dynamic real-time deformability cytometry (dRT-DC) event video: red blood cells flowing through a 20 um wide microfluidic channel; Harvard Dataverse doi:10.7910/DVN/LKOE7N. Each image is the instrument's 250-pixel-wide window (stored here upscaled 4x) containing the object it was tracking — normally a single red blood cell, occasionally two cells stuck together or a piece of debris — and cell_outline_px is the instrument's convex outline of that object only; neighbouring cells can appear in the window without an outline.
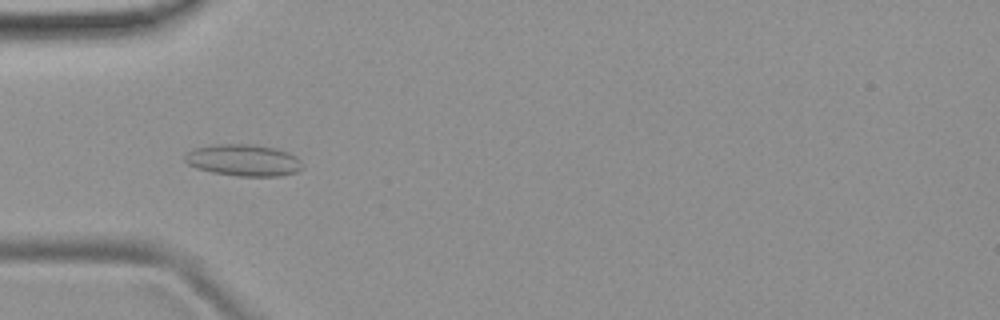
{"species": "common noctule bat (a hibernating species)", "species_latin": "Nyctalus noctula", "temperature_condition": "room temperature", "stored_images_in_passage": 51, "camera_frame_rate_fps": 3000, "um_per_image_px": 0.085, "animal": {"sex": "female", "body_mass_g": 19.9}, "frame": {"image": 1, "passage_image": 16, "time_ms": 5.0, "image_size_px": [1000, 320], "cell_outline_px": [[304, 168], [296, 172], [280, 176], [236, 176], [212, 172], [196, 168], [188, 164], [184, 160], [184, 156], [192, 148], [208, 144], [252, 144], [276, 148], [288, 152], [296, 156], [300, 160]], "centroid_in_image_um": [20.68, 13.61], "position_along_channel_um": 64.3, "area_um2": 22.02}}
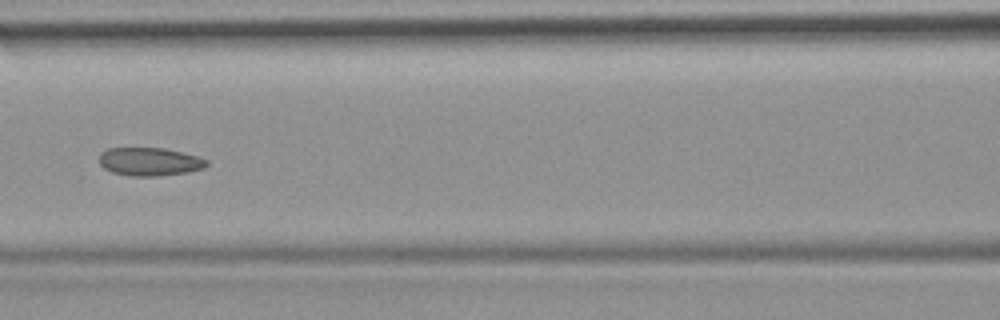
{"frame": {"image": 2, "passage_image": 23, "time_ms": 7.333, "image_size_px": [1000, 320], "cell_outline_px": [[208, 164], [204, 168], [188, 172], [160, 176], [132, 176], [112, 172], [104, 168], [100, 164], [100, 152], [108, 148], [164, 148], [196, 156], [208, 160]], "centroid_in_image_um": [12.71, 13.74], "position_along_channel_um": 153.9, "area_um2": 17.63}}
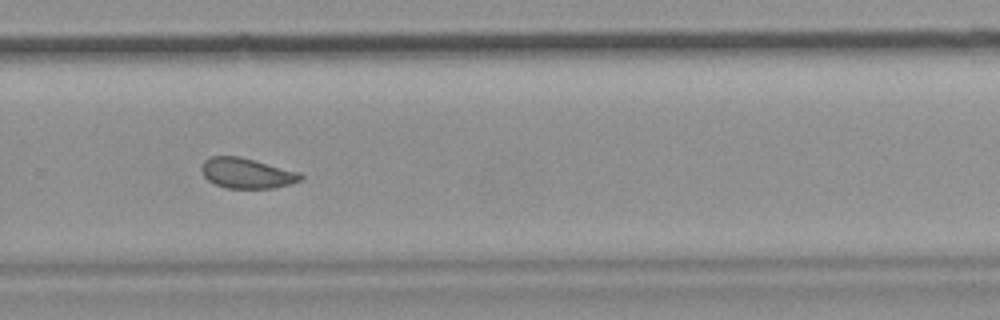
{"frame": {"image": 3, "passage_image": 35, "time_ms": 11.333, "image_size_px": [1000, 320], "cell_outline_px": [[304, 176], [300, 180], [292, 184], [272, 188], [228, 188], [216, 184], [208, 180], [204, 176], [200, 168], [204, 160], [212, 156], [240, 156], [300, 172]], "centroid_in_image_um": [20.98, 14.71], "position_along_channel_um": 308.8, "area_um2": 17.51}, "authors_computed_cell_mechanics": {"area_um2": 18.6116, "velocity_mm_per_s": 3.8864, "shape_relaxation_time_tau1_ms": null, "shape_relaxation_time_tau2_ms": 1.6183, "deformation_change_tau1": null, "deformation_change_tau2": 0.078}}